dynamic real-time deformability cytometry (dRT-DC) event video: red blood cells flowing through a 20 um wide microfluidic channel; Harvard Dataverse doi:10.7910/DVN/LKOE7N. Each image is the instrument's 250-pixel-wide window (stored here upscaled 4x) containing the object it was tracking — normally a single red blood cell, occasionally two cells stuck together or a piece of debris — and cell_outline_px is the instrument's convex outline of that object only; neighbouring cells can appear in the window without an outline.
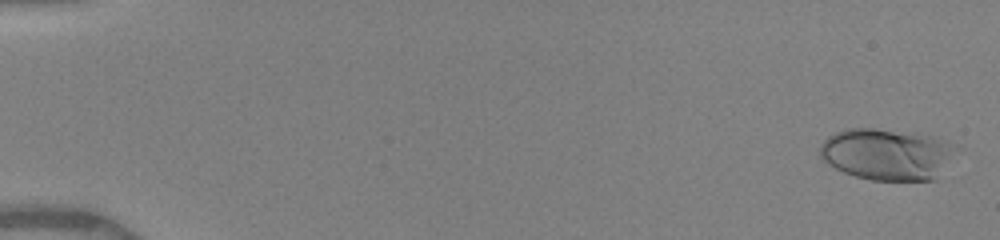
{"species": "human", "species_latin": "Homo sapiens", "temperature_condition": "warm", "stored_images_in_passage": 49, "camera_frame_rate_fps": 3000, "um_per_image_px": 0.085, "donor": {"sex": "female"}, "frame": {"image": 1, "passage_image": 2, "time_ms": 0.333, "image_size_px": [1000, 240], "cell_outline_px": [[960, 148], [936, 180], [872, 180], [856, 176], [844, 172], [836, 168], [824, 160], [820, 156], [820, 144], [828, 136], [836, 132], [848, 128], [872, 128], [928, 136], [948, 140]], "centroid_in_image_um": [75.43, 13.12], "position_along_channel_um": 9.6, "area_um2": 40.81}}
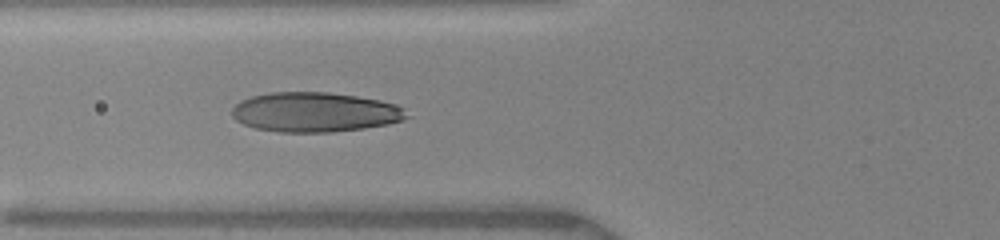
{"frame": {"image": 2, "passage_image": 20, "time_ms": 6.667, "image_size_px": [1000, 240], "cell_outline_px": [[412, 116], [388, 124], [364, 128], [332, 132], [280, 132], [256, 128], [244, 124], [236, 120], [232, 116], [232, 108], [240, 100], [252, 96], [272, 92], [328, 92], [356, 96], [380, 100], [404, 108]], "centroid_in_image_um": [26.77, 9.53], "position_along_channel_um": 99.0, "area_um2": 40.4}}
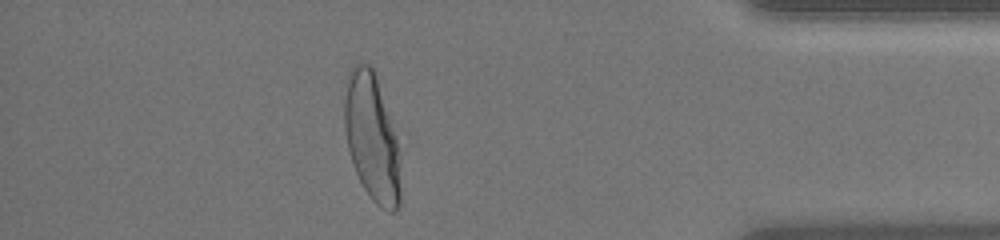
{"frame": {"image": 3, "passage_image": 43, "time_ms": 15.0, "image_size_px": [1000, 240], "cell_outline_px": [[400, 204], [392, 212], [388, 212], [380, 208], [372, 200], [364, 188], [356, 172], [348, 148], [344, 128], [344, 80], [352, 64], [368, 64], [376, 72], [396, 136], [400, 188]], "centroid_in_image_um": [31.57, 11.63], "position_along_channel_um": 403.6, "area_um2": 41.73}, "authors_computed_cell_mechanics": {"area_um2": 39.9398, "velocity_mm_per_s": 4.0139, "shape_relaxation_time_tau1_ms": 4.3147, "shape_relaxation_time_tau2_ms": null, "deformation_change_tau1": 0.1946, "deformation_change_tau2": null}}